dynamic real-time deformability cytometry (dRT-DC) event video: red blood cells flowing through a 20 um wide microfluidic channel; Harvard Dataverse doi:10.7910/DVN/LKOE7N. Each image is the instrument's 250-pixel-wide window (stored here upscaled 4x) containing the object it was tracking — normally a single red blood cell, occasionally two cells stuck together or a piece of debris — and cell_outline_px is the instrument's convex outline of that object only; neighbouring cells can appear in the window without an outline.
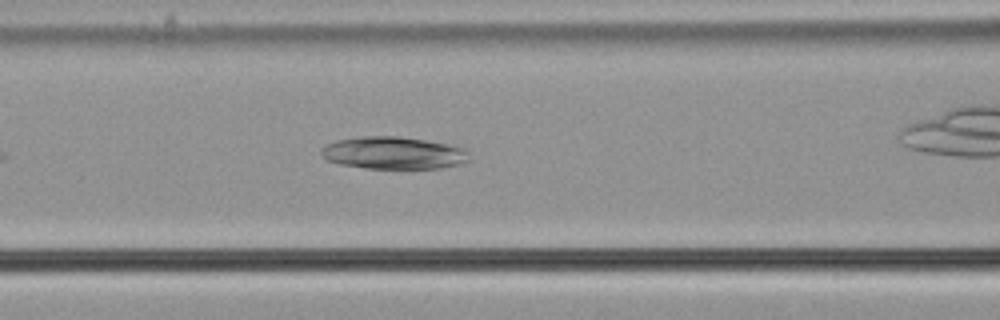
{"species": "common noctule bat (a hibernating species)", "species_latin": "Nyctalus noctula", "temperature_condition": "cold", "stored_images_in_passage": 16, "camera_frame_rate_fps": 3000, "um_per_image_px": 0.085, "animal": {"sex": "male", "body_mass_g": 21.5, "forearm_length_mm": 52.0}, "frame": {"image": 1, "passage_image": 12, "time_ms": 3.667, "image_size_px": [1000, 320], "cell_outline_px": [[468, 160], [460, 164], [440, 168], [364, 168], [340, 164], [328, 160], [320, 156], [320, 148], [336, 140], [360, 136], [400, 136], [448, 144], [464, 148], [468, 152]], "centroid_in_image_um": [33.4, 12.99], "position_along_channel_um": 133.2, "area_um2": 27.92}}